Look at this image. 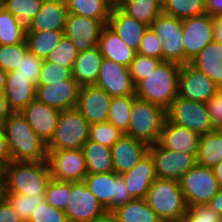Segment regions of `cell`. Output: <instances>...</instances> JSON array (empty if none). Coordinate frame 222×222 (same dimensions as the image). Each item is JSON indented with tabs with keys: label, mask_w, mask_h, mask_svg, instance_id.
<instances>
[{
	"label": "cell",
	"mask_w": 222,
	"mask_h": 222,
	"mask_svg": "<svg viewBox=\"0 0 222 222\" xmlns=\"http://www.w3.org/2000/svg\"><path fill=\"white\" fill-rule=\"evenodd\" d=\"M52 180L47 161H10L3 167L0 193L45 194Z\"/></svg>",
	"instance_id": "6da1fadb"
},
{
	"label": "cell",
	"mask_w": 222,
	"mask_h": 222,
	"mask_svg": "<svg viewBox=\"0 0 222 222\" xmlns=\"http://www.w3.org/2000/svg\"><path fill=\"white\" fill-rule=\"evenodd\" d=\"M12 161H44L47 144L35 133L21 112H12L1 124Z\"/></svg>",
	"instance_id": "7a4b0ae2"
},
{
	"label": "cell",
	"mask_w": 222,
	"mask_h": 222,
	"mask_svg": "<svg viewBox=\"0 0 222 222\" xmlns=\"http://www.w3.org/2000/svg\"><path fill=\"white\" fill-rule=\"evenodd\" d=\"M181 65L162 61L135 86V96L167 110L178 96Z\"/></svg>",
	"instance_id": "3957f363"
},
{
	"label": "cell",
	"mask_w": 222,
	"mask_h": 222,
	"mask_svg": "<svg viewBox=\"0 0 222 222\" xmlns=\"http://www.w3.org/2000/svg\"><path fill=\"white\" fill-rule=\"evenodd\" d=\"M145 199L163 222L183 219L188 208L180 184L175 180L156 178Z\"/></svg>",
	"instance_id": "277c9868"
},
{
	"label": "cell",
	"mask_w": 222,
	"mask_h": 222,
	"mask_svg": "<svg viewBox=\"0 0 222 222\" xmlns=\"http://www.w3.org/2000/svg\"><path fill=\"white\" fill-rule=\"evenodd\" d=\"M166 110L162 107L136 98L130 113L128 131L125 133L148 146L159 142Z\"/></svg>",
	"instance_id": "5b68a950"
},
{
	"label": "cell",
	"mask_w": 222,
	"mask_h": 222,
	"mask_svg": "<svg viewBox=\"0 0 222 222\" xmlns=\"http://www.w3.org/2000/svg\"><path fill=\"white\" fill-rule=\"evenodd\" d=\"M90 124L78 109L60 111L53 138L47 144V150L82 149L88 141Z\"/></svg>",
	"instance_id": "8992f818"
},
{
	"label": "cell",
	"mask_w": 222,
	"mask_h": 222,
	"mask_svg": "<svg viewBox=\"0 0 222 222\" xmlns=\"http://www.w3.org/2000/svg\"><path fill=\"white\" fill-rule=\"evenodd\" d=\"M83 181L107 212H113L134 199L127 191L123 177L114 171L99 174L88 173Z\"/></svg>",
	"instance_id": "52a82bcc"
},
{
	"label": "cell",
	"mask_w": 222,
	"mask_h": 222,
	"mask_svg": "<svg viewBox=\"0 0 222 222\" xmlns=\"http://www.w3.org/2000/svg\"><path fill=\"white\" fill-rule=\"evenodd\" d=\"M187 207L208 204L220 187L212 168L196 164L179 180Z\"/></svg>",
	"instance_id": "ba28073f"
},
{
	"label": "cell",
	"mask_w": 222,
	"mask_h": 222,
	"mask_svg": "<svg viewBox=\"0 0 222 222\" xmlns=\"http://www.w3.org/2000/svg\"><path fill=\"white\" fill-rule=\"evenodd\" d=\"M166 119L199 135L214 131L206 103L186 100L177 96L166 110Z\"/></svg>",
	"instance_id": "9c48e42d"
},
{
	"label": "cell",
	"mask_w": 222,
	"mask_h": 222,
	"mask_svg": "<svg viewBox=\"0 0 222 222\" xmlns=\"http://www.w3.org/2000/svg\"><path fill=\"white\" fill-rule=\"evenodd\" d=\"M150 27L161 41L162 61L183 65L182 20L162 12Z\"/></svg>",
	"instance_id": "30bf717a"
},
{
	"label": "cell",
	"mask_w": 222,
	"mask_h": 222,
	"mask_svg": "<svg viewBox=\"0 0 222 222\" xmlns=\"http://www.w3.org/2000/svg\"><path fill=\"white\" fill-rule=\"evenodd\" d=\"M148 153L153 158L157 178L178 181L197 164V154H188L164 148L159 142L150 145Z\"/></svg>",
	"instance_id": "8fae6325"
},
{
	"label": "cell",
	"mask_w": 222,
	"mask_h": 222,
	"mask_svg": "<svg viewBox=\"0 0 222 222\" xmlns=\"http://www.w3.org/2000/svg\"><path fill=\"white\" fill-rule=\"evenodd\" d=\"M46 161L57 181H83L88 174L82 149L47 150Z\"/></svg>",
	"instance_id": "7c38bea8"
},
{
	"label": "cell",
	"mask_w": 222,
	"mask_h": 222,
	"mask_svg": "<svg viewBox=\"0 0 222 222\" xmlns=\"http://www.w3.org/2000/svg\"><path fill=\"white\" fill-rule=\"evenodd\" d=\"M106 212L84 181L71 182L69 201L64 213L68 222H91Z\"/></svg>",
	"instance_id": "4fadbf2b"
},
{
	"label": "cell",
	"mask_w": 222,
	"mask_h": 222,
	"mask_svg": "<svg viewBox=\"0 0 222 222\" xmlns=\"http://www.w3.org/2000/svg\"><path fill=\"white\" fill-rule=\"evenodd\" d=\"M108 21L68 13L64 35L79 52H84L98 45L102 30Z\"/></svg>",
	"instance_id": "5bb4252c"
},
{
	"label": "cell",
	"mask_w": 222,
	"mask_h": 222,
	"mask_svg": "<svg viewBox=\"0 0 222 222\" xmlns=\"http://www.w3.org/2000/svg\"><path fill=\"white\" fill-rule=\"evenodd\" d=\"M214 18L208 14L182 20L184 64L213 41Z\"/></svg>",
	"instance_id": "9a60e30c"
},
{
	"label": "cell",
	"mask_w": 222,
	"mask_h": 222,
	"mask_svg": "<svg viewBox=\"0 0 222 222\" xmlns=\"http://www.w3.org/2000/svg\"><path fill=\"white\" fill-rule=\"evenodd\" d=\"M220 88L204 73L189 63L181 65L178 76V96L196 102L206 103Z\"/></svg>",
	"instance_id": "2e32d148"
},
{
	"label": "cell",
	"mask_w": 222,
	"mask_h": 222,
	"mask_svg": "<svg viewBox=\"0 0 222 222\" xmlns=\"http://www.w3.org/2000/svg\"><path fill=\"white\" fill-rule=\"evenodd\" d=\"M95 85L105 90L111 97L135 95V85L129 68L105 58Z\"/></svg>",
	"instance_id": "e0dca14e"
},
{
	"label": "cell",
	"mask_w": 222,
	"mask_h": 222,
	"mask_svg": "<svg viewBox=\"0 0 222 222\" xmlns=\"http://www.w3.org/2000/svg\"><path fill=\"white\" fill-rule=\"evenodd\" d=\"M112 97L96 85L81 86L76 108L88 121L96 124L107 122Z\"/></svg>",
	"instance_id": "ac0fdd59"
},
{
	"label": "cell",
	"mask_w": 222,
	"mask_h": 222,
	"mask_svg": "<svg viewBox=\"0 0 222 222\" xmlns=\"http://www.w3.org/2000/svg\"><path fill=\"white\" fill-rule=\"evenodd\" d=\"M80 85L71 77L67 80L36 85V99L60 111L77 106Z\"/></svg>",
	"instance_id": "d6986e66"
},
{
	"label": "cell",
	"mask_w": 222,
	"mask_h": 222,
	"mask_svg": "<svg viewBox=\"0 0 222 222\" xmlns=\"http://www.w3.org/2000/svg\"><path fill=\"white\" fill-rule=\"evenodd\" d=\"M21 114L35 133L48 144L55 133L60 110L34 99L21 111Z\"/></svg>",
	"instance_id": "ffe728a7"
},
{
	"label": "cell",
	"mask_w": 222,
	"mask_h": 222,
	"mask_svg": "<svg viewBox=\"0 0 222 222\" xmlns=\"http://www.w3.org/2000/svg\"><path fill=\"white\" fill-rule=\"evenodd\" d=\"M149 146L131 136H123L111 147L114 172L122 175L131 170L145 155Z\"/></svg>",
	"instance_id": "44dd1931"
},
{
	"label": "cell",
	"mask_w": 222,
	"mask_h": 222,
	"mask_svg": "<svg viewBox=\"0 0 222 222\" xmlns=\"http://www.w3.org/2000/svg\"><path fill=\"white\" fill-rule=\"evenodd\" d=\"M121 176L127 191L134 199H145L151 184L157 178L153 158L148 153L131 170Z\"/></svg>",
	"instance_id": "7402d4cb"
},
{
	"label": "cell",
	"mask_w": 222,
	"mask_h": 222,
	"mask_svg": "<svg viewBox=\"0 0 222 222\" xmlns=\"http://www.w3.org/2000/svg\"><path fill=\"white\" fill-rule=\"evenodd\" d=\"M200 135L165 119L159 143L166 149L197 154Z\"/></svg>",
	"instance_id": "603a6c76"
},
{
	"label": "cell",
	"mask_w": 222,
	"mask_h": 222,
	"mask_svg": "<svg viewBox=\"0 0 222 222\" xmlns=\"http://www.w3.org/2000/svg\"><path fill=\"white\" fill-rule=\"evenodd\" d=\"M67 16L65 0H43L39 12L32 19L30 32L64 31Z\"/></svg>",
	"instance_id": "cb8c5ba5"
},
{
	"label": "cell",
	"mask_w": 222,
	"mask_h": 222,
	"mask_svg": "<svg viewBox=\"0 0 222 222\" xmlns=\"http://www.w3.org/2000/svg\"><path fill=\"white\" fill-rule=\"evenodd\" d=\"M133 50L138 51L140 41L148 25L113 7L107 24Z\"/></svg>",
	"instance_id": "d4e9b609"
},
{
	"label": "cell",
	"mask_w": 222,
	"mask_h": 222,
	"mask_svg": "<svg viewBox=\"0 0 222 222\" xmlns=\"http://www.w3.org/2000/svg\"><path fill=\"white\" fill-rule=\"evenodd\" d=\"M4 95L12 112H21L36 99V85L17 71L7 73Z\"/></svg>",
	"instance_id": "484cf974"
},
{
	"label": "cell",
	"mask_w": 222,
	"mask_h": 222,
	"mask_svg": "<svg viewBox=\"0 0 222 222\" xmlns=\"http://www.w3.org/2000/svg\"><path fill=\"white\" fill-rule=\"evenodd\" d=\"M98 48L103 58L129 67L135 58L136 51L130 48L108 25L102 30Z\"/></svg>",
	"instance_id": "4316f807"
},
{
	"label": "cell",
	"mask_w": 222,
	"mask_h": 222,
	"mask_svg": "<svg viewBox=\"0 0 222 222\" xmlns=\"http://www.w3.org/2000/svg\"><path fill=\"white\" fill-rule=\"evenodd\" d=\"M189 64L222 89V43L210 42L189 61Z\"/></svg>",
	"instance_id": "83f0119b"
},
{
	"label": "cell",
	"mask_w": 222,
	"mask_h": 222,
	"mask_svg": "<svg viewBox=\"0 0 222 222\" xmlns=\"http://www.w3.org/2000/svg\"><path fill=\"white\" fill-rule=\"evenodd\" d=\"M103 61V56L98 46L80 52L75 60L72 77L80 85H95Z\"/></svg>",
	"instance_id": "f1b7e54d"
},
{
	"label": "cell",
	"mask_w": 222,
	"mask_h": 222,
	"mask_svg": "<svg viewBox=\"0 0 222 222\" xmlns=\"http://www.w3.org/2000/svg\"><path fill=\"white\" fill-rule=\"evenodd\" d=\"M87 172L91 174L113 172L111 148L88 140L83 146Z\"/></svg>",
	"instance_id": "f546056e"
},
{
	"label": "cell",
	"mask_w": 222,
	"mask_h": 222,
	"mask_svg": "<svg viewBox=\"0 0 222 222\" xmlns=\"http://www.w3.org/2000/svg\"><path fill=\"white\" fill-rule=\"evenodd\" d=\"M222 161V130L200 135L197 164L212 168Z\"/></svg>",
	"instance_id": "4dcf8cb0"
},
{
	"label": "cell",
	"mask_w": 222,
	"mask_h": 222,
	"mask_svg": "<svg viewBox=\"0 0 222 222\" xmlns=\"http://www.w3.org/2000/svg\"><path fill=\"white\" fill-rule=\"evenodd\" d=\"M118 222H163L146 199H132L113 211Z\"/></svg>",
	"instance_id": "1f68e13d"
},
{
	"label": "cell",
	"mask_w": 222,
	"mask_h": 222,
	"mask_svg": "<svg viewBox=\"0 0 222 222\" xmlns=\"http://www.w3.org/2000/svg\"><path fill=\"white\" fill-rule=\"evenodd\" d=\"M118 7L127 15L149 27L162 13L160 0H122Z\"/></svg>",
	"instance_id": "d6a6232c"
},
{
	"label": "cell",
	"mask_w": 222,
	"mask_h": 222,
	"mask_svg": "<svg viewBox=\"0 0 222 222\" xmlns=\"http://www.w3.org/2000/svg\"><path fill=\"white\" fill-rule=\"evenodd\" d=\"M43 0H3L2 6L17 18L18 26L28 33L32 19L39 12Z\"/></svg>",
	"instance_id": "836d02e7"
},
{
	"label": "cell",
	"mask_w": 222,
	"mask_h": 222,
	"mask_svg": "<svg viewBox=\"0 0 222 222\" xmlns=\"http://www.w3.org/2000/svg\"><path fill=\"white\" fill-rule=\"evenodd\" d=\"M64 36V31H43L26 33L28 51L42 60L57 46Z\"/></svg>",
	"instance_id": "e575fe53"
},
{
	"label": "cell",
	"mask_w": 222,
	"mask_h": 222,
	"mask_svg": "<svg viewBox=\"0 0 222 222\" xmlns=\"http://www.w3.org/2000/svg\"><path fill=\"white\" fill-rule=\"evenodd\" d=\"M68 13L97 20H109L113 8L106 0H65Z\"/></svg>",
	"instance_id": "d590c367"
},
{
	"label": "cell",
	"mask_w": 222,
	"mask_h": 222,
	"mask_svg": "<svg viewBox=\"0 0 222 222\" xmlns=\"http://www.w3.org/2000/svg\"><path fill=\"white\" fill-rule=\"evenodd\" d=\"M135 95L112 97L107 122L112 123L124 134L128 131L130 113Z\"/></svg>",
	"instance_id": "8d00e7d4"
},
{
	"label": "cell",
	"mask_w": 222,
	"mask_h": 222,
	"mask_svg": "<svg viewBox=\"0 0 222 222\" xmlns=\"http://www.w3.org/2000/svg\"><path fill=\"white\" fill-rule=\"evenodd\" d=\"M25 39L26 33L18 26L17 18L0 6V45H14Z\"/></svg>",
	"instance_id": "74e56055"
},
{
	"label": "cell",
	"mask_w": 222,
	"mask_h": 222,
	"mask_svg": "<svg viewBox=\"0 0 222 222\" xmlns=\"http://www.w3.org/2000/svg\"><path fill=\"white\" fill-rule=\"evenodd\" d=\"M162 12L180 20L206 14L205 0H171Z\"/></svg>",
	"instance_id": "f35d334b"
},
{
	"label": "cell",
	"mask_w": 222,
	"mask_h": 222,
	"mask_svg": "<svg viewBox=\"0 0 222 222\" xmlns=\"http://www.w3.org/2000/svg\"><path fill=\"white\" fill-rule=\"evenodd\" d=\"M15 209L19 215V217L27 222L33 210L37 207V205L45 202V194H39L37 196H28L22 195L18 193H0Z\"/></svg>",
	"instance_id": "ab89813d"
},
{
	"label": "cell",
	"mask_w": 222,
	"mask_h": 222,
	"mask_svg": "<svg viewBox=\"0 0 222 222\" xmlns=\"http://www.w3.org/2000/svg\"><path fill=\"white\" fill-rule=\"evenodd\" d=\"M28 52L26 39L14 45H0V68L7 73L16 71Z\"/></svg>",
	"instance_id": "60d3db41"
},
{
	"label": "cell",
	"mask_w": 222,
	"mask_h": 222,
	"mask_svg": "<svg viewBox=\"0 0 222 222\" xmlns=\"http://www.w3.org/2000/svg\"><path fill=\"white\" fill-rule=\"evenodd\" d=\"M79 51L73 43L64 35L57 46L49 53L46 61L73 69Z\"/></svg>",
	"instance_id": "b9f144b4"
},
{
	"label": "cell",
	"mask_w": 222,
	"mask_h": 222,
	"mask_svg": "<svg viewBox=\"0 0 222 222\" xmlns=\"http://www.w3.org/2000/svg\"><path fill=\"white\" fill-rule=\"evenodd\" d=\"M123 134L124 133L112 123H96L90 125L88 140L111 148Z\"/></svg>",
	"instance_id": "7bdbcfd3"
},
{
	"label": "cell",
	"mask_w": 222,
	"mask_h": 222,
	"mask_svg": "<svg viewBox=\"0 0 222 222\" xmlns=\"http://www.w3.org/2000/svg\"><path fill=\"white\" fill-rule=\"evenodd\" d=\"M71 182L52 179L45 192V201L54 208L65 210L69 201Z\"/></svg>",
	"instance_id": "ee69618b"
},
{
	"label": "cell",
	"mask_w": 222,
	"mask_h": 222,
	"mask_svg": "<svg viewBox=\"0 0 222 222\" xmlns=\"http://www.w3.org/2000/svg\"><path fill=\"white\" fill-rule=\"evenodd\" d=\"M71 77L72 70L70 68L44 60L37 85H48Z\"/></svg>",
	"instance_id": "f6af8a7d"
},
{
	"label": "cell",
	"mask_w": 222,
	"mask_h": 222,
	"mask_svg": "<svg viewBox=\"0 0 222 222\" xmlns=\"http://www.w3.org/2000/svg\"><path fill=\"white\" fill-rule=\"evenodd\" d=\"M160 62L158 59L136 53L128 67L134 85L145 79Z\"/></svg>",
	"instance_id": "bcb514c9"
},
{
	"label": "cell",
	"mask_w": 222,
	"mask_h": 222,
	"mask_svg": "<svg viewBox=\"0 0 222 222\" xmlns=\"http://www.w3.org/2000/svg\"><path fill=\"white\" fill-rule=\"evenodd\" d=\"M27 222H68L63 210L54 208L46 201L37 205Z\"/></svg>",
	"instance_id": "7dc6e473"
},
{
	"label": "cell",
	"mask_w": 222,
	"mask_h": 222,
	"mask_svg": "<svg viewBox=\"0 0 222 222\" xmlns=\"http://www.w3.org/2000/svg\"><path fill=\"white\" fill-rule=\"evenodd\" d=\"M43 61L41 58L28 52L16 69L17 75H22L37 85Z\"/></svg>",
	"instance_id": "c3c4849f"
},
{
	"label": "cell",
	"mask_w": 222,
	"mask_h": 222,
	"mask_svg": "<svg viewBox=\"0 0 222 222\" xmlns=\"http://www.w3.org/2000/svg\"><path fill=\"white\" fill-rule=\"evenodd\" d=\"M136 53L158 59L162 62L161 41L151 27H148L145 31Z\"/></svg>",
	"instance_id": "681fc988"
},
{
	"label": "cell",
	"mask_w": 222,
	"mask_h": 222,
	"mask_svg": "<svg viewBox=\"0 0 222 222\" xmlns=\"http://www.w3.org/2000/svg\"><path fill=\"white\" fill-rule=\"evenodd\" d=\"M221 215L208 204L195 205L187 208L185 222H220Z\"/></svg>",
	"instance_id": "f907efd6"
},
{
	"label": "cell",
	"mask_w": 222,
	"mask_h": 222,
	"mask_svg": "<svg viewBox=\"0 0 222 222\" xmlns=\"http://www.w3.org/2000/svg\"><path fill=\"white\" fill-rule=\"evenodd\" d=\"M206 109L214 130H222V89L217 90L206 101Z\"/></svg>",
	"instance_id": "816d5d0a"
},
{
	"label": "cell",
	"mask_w": 222,
	"mask_h": 222,
	"mask_svg": "<svg viewBox=\"0 0 222 222\" xmlns=\"http://www.w3.org/2000/svg\"><path fill=\"white\" fill-rule=\"evenodd\" d=\"M0 222H24L17 211L0 194Z\"/></svg>",
	"instance_id": "f5cc1de1"
},
{
	"label": "cell",
	"mask_w": 222,
	"mask_h": 222,
	"mask_svg": "<svg viewBox=\"0 0 222 222\" xmlns=\"http://www.w3.org/2000/svg\"><path fill=\"white\" fill-rule=\"evenodd\" d=\"M10 161H12L11 152L5 132L0 125V165L5 167Z\"/></svg>",
	"instance_id": "db71d44e"
},
{
	"label": "cell",
	"mask_w": 222,
	"mask_h": 222,
	"mask_svg": "<svg viewBox=\"0 0 222 222\" xmlns=\"http://www.w3.org/2000/svg\"><path fill=\"white\" fill-rule=\"evenodd\" d=\"M205 6L210 17H222V0H205Z\"/></svg>",
	"instance_id": "11a10c76"
},
{
	"label": "cell",
	"mask_w": 222,
	"mask_h": 222,
	"mask_svg": "<svg viewBox=\"0 0 222 222\" xmlns=\"http://www.w3.org/2000/svg\"><path fill=\"white\" fill-rule=\"evenodd\" d=\"M12 111L8 106L4 92H0V125L10 116Z\"/></svg>",
	"instance_id": "9f6ffc18"
},
{
	"label": "cell",
	"mask_w": 222,
	"mask_h": 222,
	"mask_svg": "<svg viewBox=\"0 0 222 222\" xmlns=\"http://www.w3.org/2000/svg\"><path fill=\"white\" fill-rule=\"evenodd\" d=\"M213 41L222 43V17H214Z\"/></svg>",
	"instance_id": "6f0895ef"
},
{
	"label": "cell",
	"mask_w": 222,
	"mask_h": 222,
	"mask_svg": "<svg viewBox=\"0 0 222 222\" xmlns=\"http://www.w3.org/2000/svg\"><path fill=\"white\" fill-rule=\"evenodd\" d=\"M208 205L222 216V188L219 189Z\"/></svg>",
	"instance_id": "680465c9"
},
{
	"label": "cell",
	"mask_w": 222,
	"mask_h": 222,
	"mask_svg": "<svg viewBox=\"0 0 222 222\" xmlns=\"http://www.w3.org/2000/svg\"><path fill=\"white\" fill-rule=\"evenodd\" d=\"M91 222H118L117 217L113 212H105L103 215L95 218Z\"/></svg>",
	"instance_id": "91938a15"
},
{
	"label": "cell",
	"mask_w": 222,
	"mask_h": 222,
	"mask_svg": "<svg viewBox=\"0 0 222 222\" xmlns=\"http://www.w3.org/2000/svg\"><path fill=\"white\" fill-rule=\"evenodd\" d=\"M214 176L218 181L219 187L222 188V161L212 167Z\"/></svg>",
	"instance_id": "94428289"
},
{
	"label": "cell",
	"mask_w": 222,
	"mask_h": 222,
	"mask_svg": "<svg viewBox=\"0 0 222 222\" xmlns=\"http://www.w3.org/2000/svg\"><path fill=\"white\" fill-rule=\"evenodd\" d=\"M7 80V72L0 68V92H4Z\"/></svg>",
	"instance_id": "6125c7cd"
},
{
	"label": "cell",
	"mask_w": 222,
	"mask_h": 222,
	"mask_svg": "<svg viewBox=\"0 0 222 222\" xmlns=\"http://www.w3.org/2000/svg\"><path fill=\"white\" fill-rule=\"evenodd\" d=\"M110 5H112L113 7H118L122 0H106Z\"/></svg>",
	"instance_id": "be15d7a7"
},
{
	"label": "cell",
	"mask_w": 222,
	"mask_h": 222,
	"mask_svg": "<svg viewBox=\"0 0 222 222\" xmlns=\"http://www.w3.org/2000/svg\"><path fill=\"white\" fill-rule=\"evenodd\" d=\"M171 0H160L162 9L170 2Z\"/></svg>",
	"instance_id": "e7e4bbea"
},
{
	"label": "cell",
	"mask_w": 222,
	"mask_h": 222,
	"mask_svg": "<svg viewBox=\"0 0 222 222\" xmlns=\"http://www.w3.org/2000/svg\"><path fill=\"white\" fill-rule=\"evenodd\" d=\"M2 173H3V167L0 165V188L2 184Z\"/></svg>",
	"instance_id": "03108f58"
},
{
	"label": "cell",
	"mask_w": 222,
	"mask_h": 222,
	"mask_svg": "<svg viewBox=\"0 0 222 222\" xmlns=\"http://www.w3.org/2000/svg\"><path fill=\"white\" fill-rule=\"evenodd\" d=\"M166 222H185V220L181 219V220H173V221H166Z\"/></svg>",
	"instance_id": "003e7915"
},
{
	"label": "cell",
	"mask_w": 222,
	"mask_h": 222,
	"mask_svg": "<svg viewBox=\"0 0 222 222\" xmlns=\"http://www.w3.org/2000/svg\"><path fill=\"white\" fill-rule=\"evenodd\" d=\"M2 4H3V0H0V6H2Z\"/></svg>",
	"instance_id": "a7ac6f4b"
}]
</instances>
